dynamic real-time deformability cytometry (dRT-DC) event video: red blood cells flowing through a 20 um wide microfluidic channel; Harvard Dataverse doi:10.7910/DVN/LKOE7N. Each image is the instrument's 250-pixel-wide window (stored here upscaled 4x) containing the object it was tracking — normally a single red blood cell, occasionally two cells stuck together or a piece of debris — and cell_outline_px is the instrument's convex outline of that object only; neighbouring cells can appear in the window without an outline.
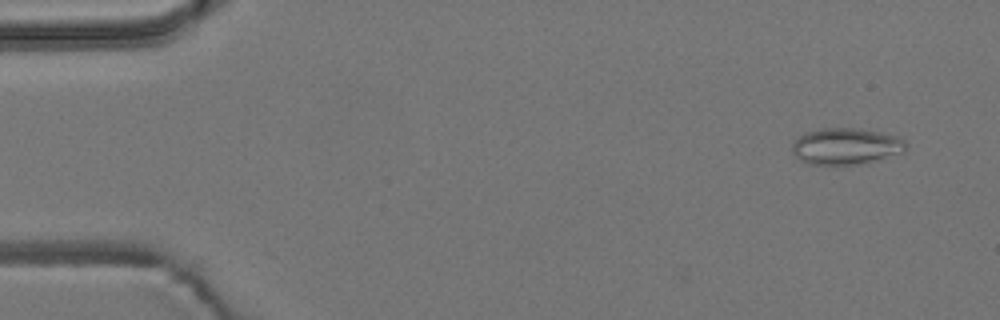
{"species": "common noctule bat (a hibernating species)", "species_latin": "Nyctalus noctula", "temperature_condition": "room temperature", "stored_images_in_passage": 5, "camera_frame_rate_fps": 3000, "um_per_image_px": 0.085, "animal": {"sex": "male", "body_mass_g": 19.2, "forearm_length_mm": 51.8}, "frame": {"image": 1, "passage_image": 1, "time_ms": 0.0, "image_size_px": [1000, 320], "cell_outline_px": [[908, 148], [904, 152], [856, 164], [808, 164], [796, 156], [792, 152], [792, 144], [800, 136], [808, 132], [820, 128], [860, 128], [880, 132], [896, 136], [904, 140]], "centroid_in_image_um": [71.91, 12.41], "position_along_channel_um": 13.1, "area_um2": 23.81}}